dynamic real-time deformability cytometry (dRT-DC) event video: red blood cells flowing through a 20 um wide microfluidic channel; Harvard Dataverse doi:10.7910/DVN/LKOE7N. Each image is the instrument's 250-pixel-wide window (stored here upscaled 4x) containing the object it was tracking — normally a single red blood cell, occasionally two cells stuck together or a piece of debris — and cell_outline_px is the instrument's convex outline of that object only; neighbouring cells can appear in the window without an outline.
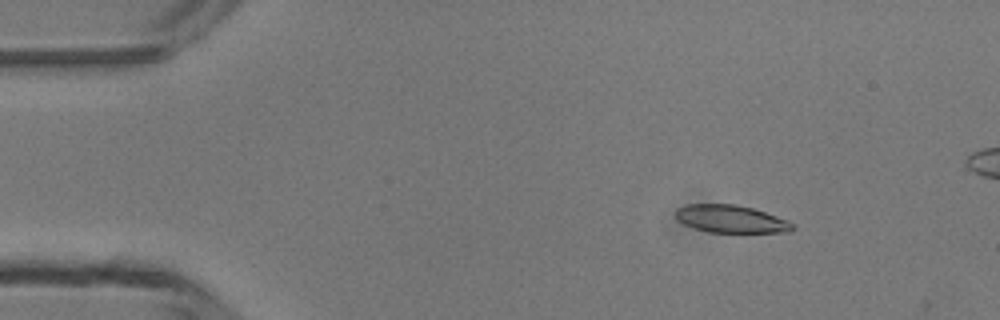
{"species": "common noctule bat (a hibernating species)", "species_latin": "Nyctalus noctula", "temperature_condition": "room temperature", "stored_images_in_passage": 4, "camera_frame_rate_fps": 3000, "um_per_image_px": 0.085, "animal": {"sex": "male", "body_mass_g": 13.3}, "frame": {"image": 1, "passage_image": 2, "time_ms": 1.333, "image_size_px": [1000, 320], "cell_outline_px": [[796, 228], [788, 232], [708, 232], [684, 224], [676, 220], [676, 208], [688, 204], [736, 204], [752, 208], [788, 220], [796, 224]], "centroid_in_image_um": [62.14, 18.61], "position_along_channel_um": 22.9, "area_um2": 18.84}}